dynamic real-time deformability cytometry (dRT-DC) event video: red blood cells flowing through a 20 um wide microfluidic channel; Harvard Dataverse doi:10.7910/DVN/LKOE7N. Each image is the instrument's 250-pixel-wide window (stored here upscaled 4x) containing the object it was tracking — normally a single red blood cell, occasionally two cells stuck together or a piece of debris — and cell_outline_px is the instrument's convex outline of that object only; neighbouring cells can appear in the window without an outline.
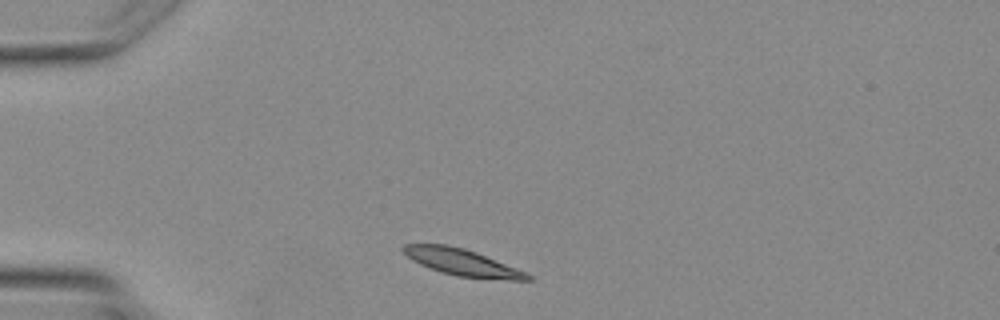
{"species": "Egyptian fruit bat (a non-hibernating species)", "species_latin": "Rousettus aegyptiacus", "temperature_condition": "warm", "stored_images_in_passage": 2, "camera_frame_rate_fps": 3000, "um_per_image_px": 0.085, "animal": {"sex": "female"}, "frame": {"image": 1, "passage_image": 1, "time_ms": 0.0, "image_size_px": [1000, 320], "cell_outline_px": [[532, 280], [512, 280], [456, 276], [420, 264], [412, 260], [400, 248], [404, 244], [448, 244], [464, 248], [476, 252], [524, 272], [532, 276]], "centroid_in_image_um": [39.24, 22.28], "position_along_channel_um": 45.8, "area_um2": 18.84}}